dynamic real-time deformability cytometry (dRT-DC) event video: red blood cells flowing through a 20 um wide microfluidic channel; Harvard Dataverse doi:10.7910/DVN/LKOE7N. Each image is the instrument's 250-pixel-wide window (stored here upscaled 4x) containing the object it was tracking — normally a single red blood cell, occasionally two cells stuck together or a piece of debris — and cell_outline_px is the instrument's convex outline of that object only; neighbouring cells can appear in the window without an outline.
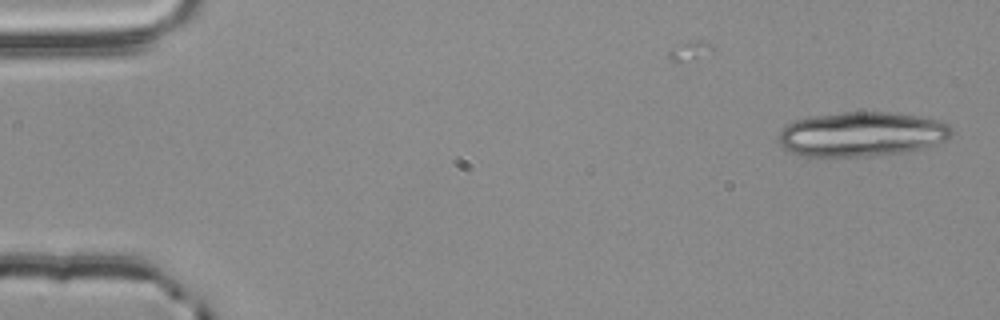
{"species": "common noctule bat (a hibernating species)", "species_latin": "Nyctalus noctula", "temperature_condition": "room temperature", "stored_images_in_passage": 14, "camera_frame_rate_fps": 3000, "um_per_image_px": 0.085, "animal": {"sex": "male", "body_mass_g": 20.4}, "frame": {"image": 1, "passage_image": 1, "time_ms": 0.0, "image_size_px": [1000, 320], "cell_outline_px": [[952, 136], [948, 140], [920, 148], [904, 152], [868, 156], [796, 156], [784, 148], [780, 144], [780, 132], [788, 124], [796, 120], [808, 116], [844, 112], [888, 112], [920, 116], [940, 120], [948, 124], [952, 128]], "centroid_in_image_um": [73.26, 11.4], "position_along_channel_um": 11.7, "area_um2": 45.03}}